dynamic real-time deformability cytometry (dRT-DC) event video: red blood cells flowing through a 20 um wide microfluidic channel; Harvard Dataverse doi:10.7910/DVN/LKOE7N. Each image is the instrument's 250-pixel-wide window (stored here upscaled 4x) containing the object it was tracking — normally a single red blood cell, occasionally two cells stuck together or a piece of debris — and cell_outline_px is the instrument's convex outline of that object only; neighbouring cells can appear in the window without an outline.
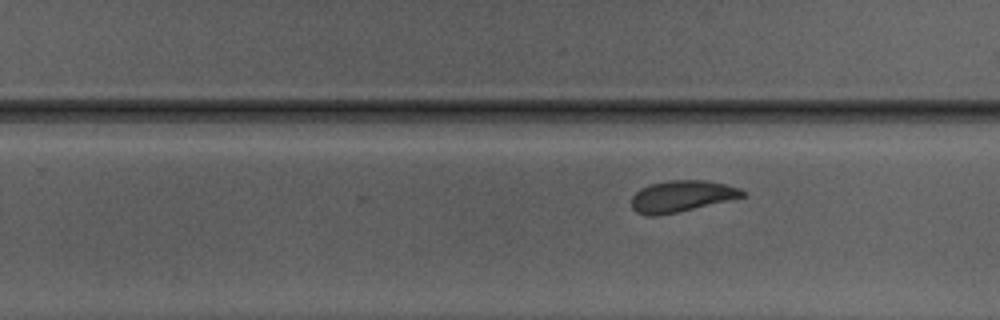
{"species": "Egyptian fruit bat (a non-hibernating species)", "species_latin": "Rousettus aegyptiacus", "temperature_condition": "warm", "stored_images_in_passage": 37, "camera_frame_rate_fps": 3000, "um_per_image_px": 0.085, "animal": {"sex": "male"}, "frame": {"image": 1, "passage_image": 19, "time_ms": 6.0, "image_size_px": [1000, 320], "cell_outline_px": [[748, 196], [676, 212], [656, 216], [648, 216], [636, 212], [632, 208], [632, 196], [640, 188], [648, 184], [668, 180], [704, 180], [724, 184], [740, 188]], "centroid_in_image_um": [57.92, 16.67], "position_along_channel_um": 271.9, "area_um2": 20.29}}
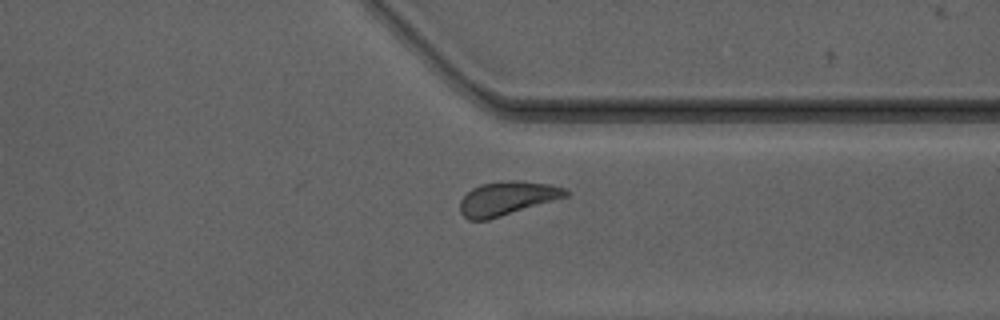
{"frame": {"image": 2, "passage_image": 26, "time_ms": 8.333, "image_size_px": [1000, 320], "cell_outline_px": [[568, 196], [488, 220], [468, 220], [460, 212], [460, 200], [472, 188], [480, 184], [504, 180], [520, 180], [548, 184], [564, 188], [568, 192]], "centroid_in_image_um": [43.07, 16.85], "position_along_channel_um": 368.3, "area_um2": 20.75}}
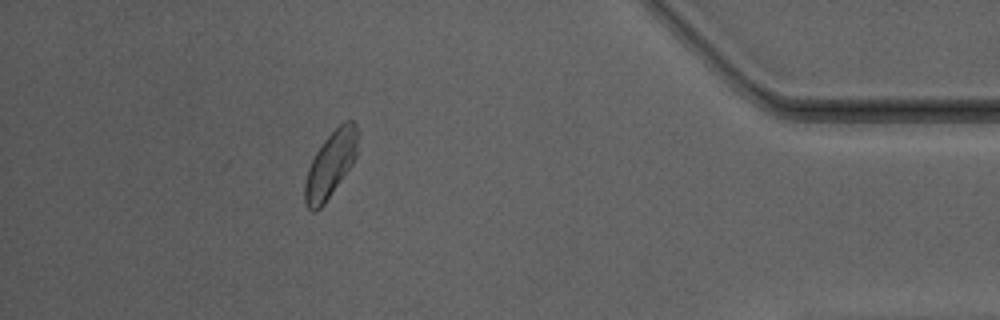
{"frame": {"image": 3, "passage_image": 32, "time_ms": 10.333, "image_size_px": [1000, 320], "cell_outline_px": [[360, 132], [356, 156], [352, 164], [324, 204], [316, 212], [312, 212], [304, 204], [304, 184], [308, 168], [316, 152], [324, 140], [344, 120], [352, 120], [356, 124]], "centroid_in_image_um": [28.11, 13.97], "position_along_channel_um": 407.1, "area_um2": 20.46}, "authors_computed_cell_mechanics": {"area_um2": 20.4612, "velocity_mm_per_s": 4.1483, "shape_relaxation_time_tau1_ms": 3.5097, "shape_relaxation_time_tau2_ms": 1.8282, "deformation_change_tau1": 0.1201, "deformation_change_tau2": 0.0767}}